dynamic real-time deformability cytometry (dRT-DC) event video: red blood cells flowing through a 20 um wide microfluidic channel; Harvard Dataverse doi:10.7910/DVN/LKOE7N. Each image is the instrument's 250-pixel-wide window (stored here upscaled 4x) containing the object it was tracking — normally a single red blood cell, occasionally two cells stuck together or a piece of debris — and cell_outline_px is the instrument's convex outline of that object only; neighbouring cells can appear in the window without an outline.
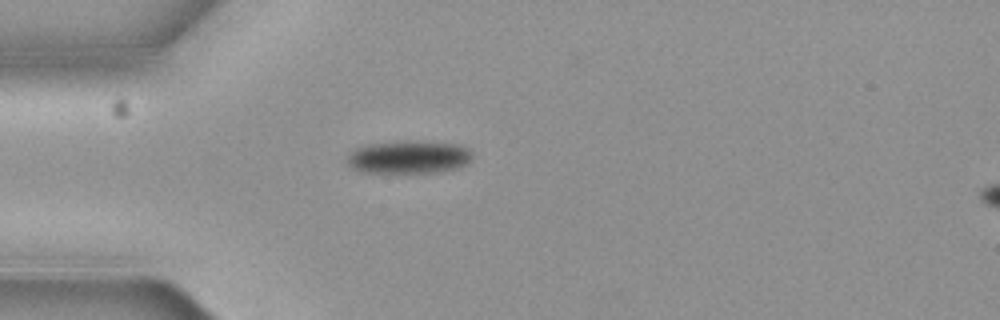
{"species": "common noctule bat (a hibernating species)", "species_latin": "Nyctalus noctula", "temperature_condition": "cold", "stored_images_in_passage": 1, "camera_frame_rate_fps": 3000, "um_per_image_px": 0.085, "animal": {"sex": "female", "body_mass_g": 19.3, "forearm_length_mm": 54.1}, "frame": {"image": 1, "passage_image": 1, "time_ms": 0.0, "image_size_px": [1000, 320], "cell_outline_px": [[472, 156], [464, 164], [456, 168], [440, 172], [364, 172], [352, 168], [344, 160], [348, 152], [352, 148], [368, 144], [456, 144], [468, 148], [472, 152]], "centroid_in_image_um": [34.64, 13.4], "position_along_channel_um": 50.4, "area_um2": 22.89}}